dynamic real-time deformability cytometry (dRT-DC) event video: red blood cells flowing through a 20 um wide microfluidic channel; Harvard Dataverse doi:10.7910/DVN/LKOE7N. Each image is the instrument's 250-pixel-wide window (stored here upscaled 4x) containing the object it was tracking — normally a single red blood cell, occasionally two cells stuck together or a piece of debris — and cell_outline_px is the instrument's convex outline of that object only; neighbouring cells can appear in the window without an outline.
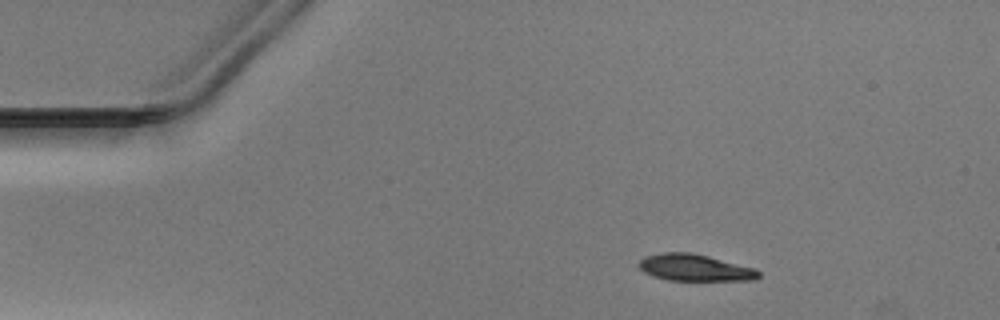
{"species": "Egyptian fruit bat (a non-hibernating species)", "species_latin": "Rousettus aegyptiacus", "temperature_condition": "warm", "stored_images_in_passage": 41, "camera_frame_rate_fps": 3000, "um_per_image_px": 0.085, "animal": {"sex": "male"}, "frame": {"image": 1, "passage_image": 7, "time_ms": 2.0, "image_size_px": [1000, 320], "cell_outline_px": [[760, 276], [752, 280], [668, 280], [652, 276], [644, 272], [636, 264], [644, 256], [664, 252], [692, 252], [756, 268], [760, 272]], "centroid_in_image_um": [59.03, 22.74], "position_along_channel_um": 26.0, "area_um2": 18.73}}
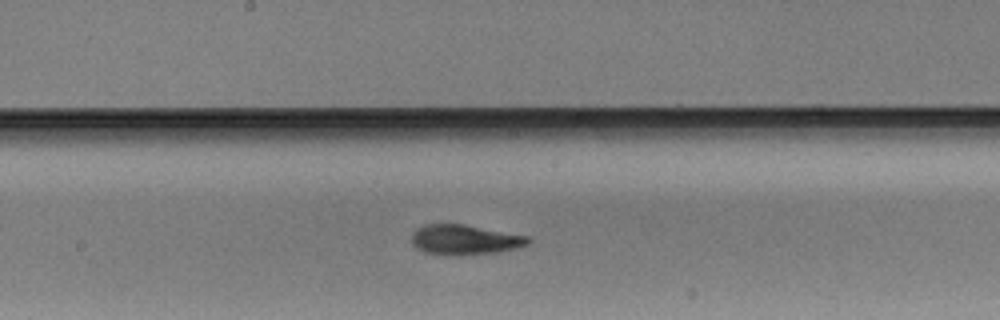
{"frame": {"image": 2, "passage_image": 26, "time_ms": 8.333, "image_size_px": [1000, 320], "cell_outline_px": [[532, 240], [528, 244], [516, 248], [500, 252], [460, 256], [448, 256], [424, 252], [412, 244], [412, 232], [416, 228], [424, 224], [464, 224], [528, 236]], "centroid_in_image_um": [39.49, 20.39], "position_along_channel_um": 208.7, "area_um2": 20.69}}
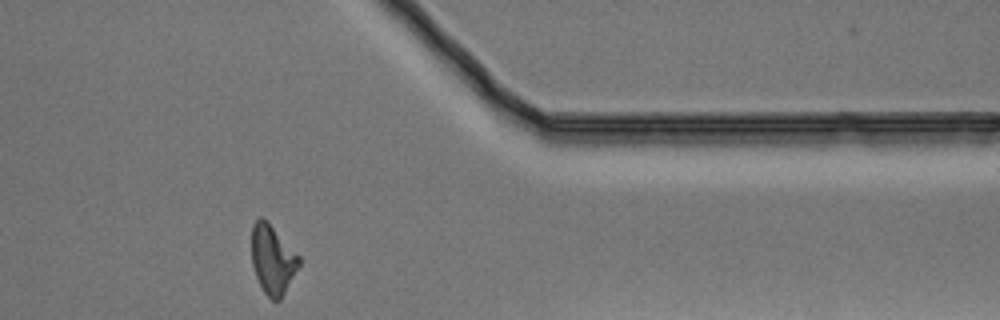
{"frame": {"image": 3, "passage_image": 41, "time_ms": 13.333, "image_size_px": [1000, 320], "cell_outline_px": [[300, 264], [280, 300], [272, 300], [264, 292], [256, 276], [252, 264], [252, 224], [260, 216], [268, 220], [300, 256]], "centroid_in_image_um": [23.17, 22.01], "position_along_channel_um": 388.2, "area_um2": 19.07}}